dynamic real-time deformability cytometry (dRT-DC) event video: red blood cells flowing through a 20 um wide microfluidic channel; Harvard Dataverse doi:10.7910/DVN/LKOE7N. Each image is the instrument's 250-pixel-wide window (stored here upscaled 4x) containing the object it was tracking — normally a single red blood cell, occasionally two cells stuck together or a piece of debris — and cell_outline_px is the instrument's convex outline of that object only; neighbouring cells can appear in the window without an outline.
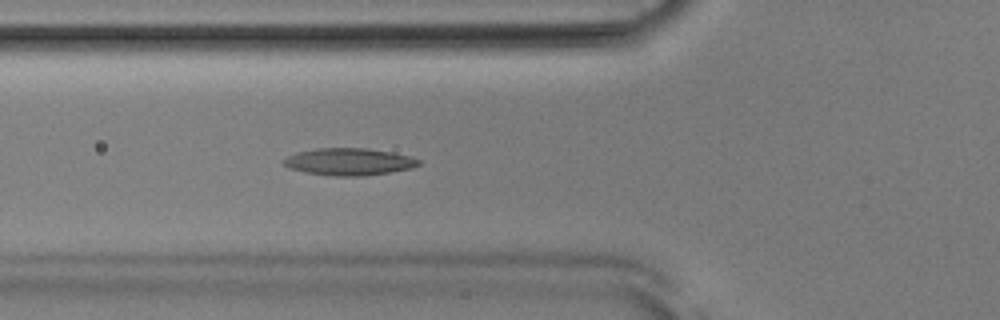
{"species": "Egyptian fruit bat (a non-hibernating species)", "species_latin": "Rousettus aegyptiacus", "temperature_condition": "room temperature", "stored_images_in_passage": 41, "camera_frame_rate_fps": 3000, "um_per_image_px": 0.085, "animal": {"sex": "male"}, "frame": {"image": 1, "passage_image": 12, "time_ms": 3.667, "image_size_px": [1000, 320], "cell_outline_px": [[420, 164], [412, 168], [392, 172], [364, 176], [336, 176], [304, 172], [288, 168], [280, 160], [296, 152], [316, 148], [364, 148], [392, 152], [412, 156], [420, 160]], "centroid_in_image_um": [29.66, 13.75], "position_along_channel_um": 96.1, "area_um2": 21.56}}
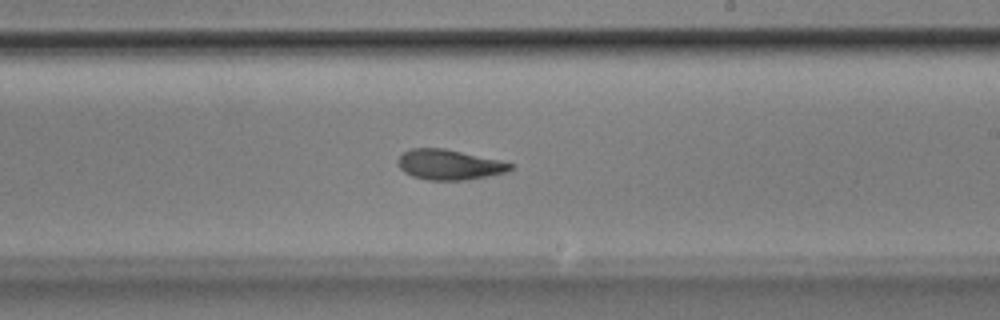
{"frame": {"image": 2, "passage_image": 24, "time_ms": 7.667, "image_size_px": [1000, 320], "cell_outline_px": [[512, 168], [504, 172], [488, 176], [464, 180], [428, 180], [412, 176], [404, 172], [400, 168], [400, 156], [404, 152], [412, 148], [444, 148], [500, 160], [512, 164]], "centroid_in_image_um": [38.18, 13.99], "position_along_channel_um": 250.8, "area_um2": 19.48}}
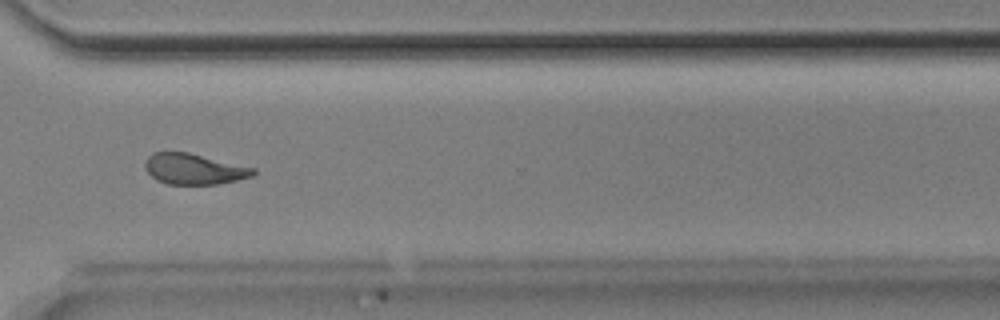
{"frame": {"image": 3, "passage_image": 32, "time_ms": 10.333, "image_size_px": [1000, 320], "cell_outline_px": [[256, 172], [252, 176], [236, 180], [216, 184], [168, 184], [156, 180], [144, 168], [144, 164], [148, 156], [152, 152], [188, 152], [256, 168]], "centroid_in_image_um": [16.48, 14.36], "position_along_channel_um": 354.1, "area_um2": 19.36}, "authors_computed_cell_mechanics": {"area_um2": 20.4034, "velocity_mm_per_s": 3.8595, "shape_relaxation_time_tau1_ms": 6.2009, "shape_relaxation_time_tau2_ms": 3.0869, "deformation_change_tau1": 0.163, "deformation_change_tau2": 0.1071}}